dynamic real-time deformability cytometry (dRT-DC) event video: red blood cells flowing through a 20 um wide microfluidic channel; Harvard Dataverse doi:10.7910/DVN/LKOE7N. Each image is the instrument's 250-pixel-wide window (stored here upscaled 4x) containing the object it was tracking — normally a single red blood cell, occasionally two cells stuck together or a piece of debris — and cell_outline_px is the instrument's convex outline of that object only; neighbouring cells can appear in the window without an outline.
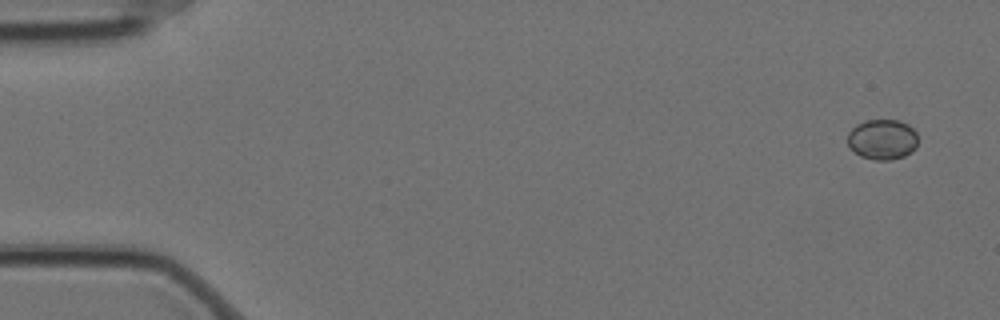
{"species": "Egyptian fruit bat (a non-hibernating species)", "species_latin": "Rousettus aegyptiacus", "temperature_condition": "cold", "stored_images_in_passage": 3, "camera_frame_rate_fps": 3000, "um_per_image_px": 0.085, "animal": {"sex": "female"}, "frame": {"image": 1, "passage_image": 1, "time_ms": 0.0, "image_size_px": [1000, 320], "cell_outline_px": [[916, 148], [904, 156], [892, 160], [876, 160], [860, 156], [848, 144], [848, 132], [856, 124], [864, 120], [900, 120], [908, 124], [916, 132]], "centroid_in_image_um": [75.0, 11.84], "position_along_channel_um": 10.0, "area_um2": 16.53}}